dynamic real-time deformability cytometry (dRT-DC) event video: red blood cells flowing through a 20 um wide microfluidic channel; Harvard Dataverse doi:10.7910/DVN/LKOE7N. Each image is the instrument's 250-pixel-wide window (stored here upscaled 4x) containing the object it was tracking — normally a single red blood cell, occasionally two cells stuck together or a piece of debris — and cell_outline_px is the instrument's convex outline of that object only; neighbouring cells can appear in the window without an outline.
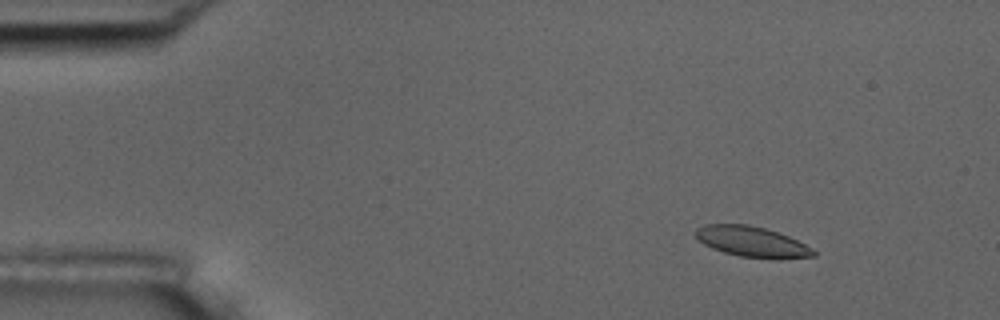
{"species": "common noctule bat (a hibernating species)", "species_latin": "Nyctalus noctula", "temperature_condition": "room temperature", "stored_images_in_passage": 7, "camera_frame_rate_fps": 3000, "um_per_image_px": 0.085, "animal": {"sex": "male", "body_mass_g": 17.5, "forearm_length_mm": 52.3}, "frame": {"image": 1, "passage_image": 2, "time_ms": 2.0, "image_size_px": [1000, 320], "cell_outline_px": [[816, 256], [740, 256], [724, 252], [712, 248], [704, 244], [696, 236], [696, 228], [704, 224], [748, 224], [764, 228], [788, 236], [812, 248], [816, 252]], "centroid_in_image_um": [63.82, 20.49], "position_along_channel_um": 21.2, "area_um2": 19.88}}
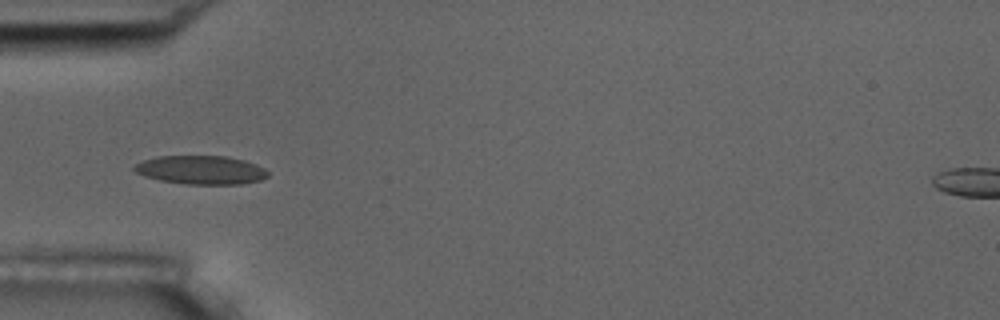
{"frame": {"image": 2, "passage_image": 5, "time_ms": 5.667, "image_size_px": [1000, 320], "cell_outline_px": [[268, 176], [260, 180], [240, 184], [184, 184], [160, 180], [144, 176], [136, 172], [132, 168], [136, 164], [144, 160], [156, 156], [228, 156], [244, 160], [256, 164], [264, 168], [268, 172]], "centroid_in_image_um": [17.08, 14.44], "position_along_channel_um": 67.9, "area_um2": 22.31}}